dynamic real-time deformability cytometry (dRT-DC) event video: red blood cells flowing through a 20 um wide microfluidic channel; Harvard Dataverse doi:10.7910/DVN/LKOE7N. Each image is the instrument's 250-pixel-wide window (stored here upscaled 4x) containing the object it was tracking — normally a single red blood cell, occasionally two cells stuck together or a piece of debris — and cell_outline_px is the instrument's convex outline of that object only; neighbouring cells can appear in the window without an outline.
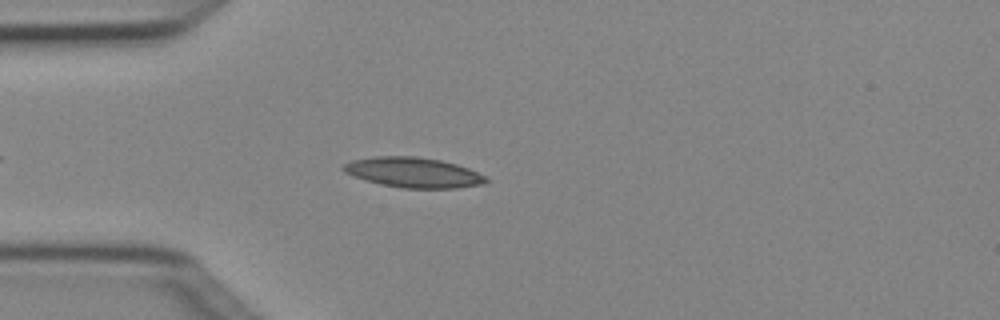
{"species": "Egyptian fruit bat (a non-hibernating species)", "species_latin": "Rousettus aegyptiacus", "temperature_condition": "cold", "stored_images_in_passage": 4, "camera_frame_rate_fps": 3000, "um_per_image_px": 0.085, "animal": {"sex": "female"}, "frame": {"image": 1, "passage_image": 4, "time_ms": 1.0, "image_size_px": [1000, 320], "cell_outline_px": [[488, 180], [484, 184], [456, 188], [400, 188], [380, 184], [364, 180], [352, 176], [344, 172], [340, 168], [344, 164], [352, 160], [372, 156], [416, 156], [440, 160], [456, 164], [468, 168], [488, 176]], "centroid_in_image_um": [35.12, 14.66], "position_along_channel_um": 49.9, "area_um2": 25.32}}